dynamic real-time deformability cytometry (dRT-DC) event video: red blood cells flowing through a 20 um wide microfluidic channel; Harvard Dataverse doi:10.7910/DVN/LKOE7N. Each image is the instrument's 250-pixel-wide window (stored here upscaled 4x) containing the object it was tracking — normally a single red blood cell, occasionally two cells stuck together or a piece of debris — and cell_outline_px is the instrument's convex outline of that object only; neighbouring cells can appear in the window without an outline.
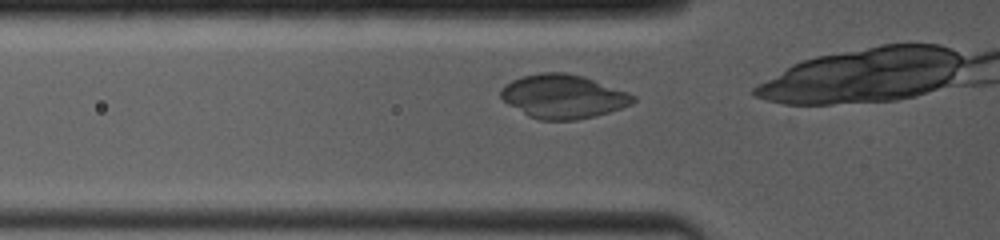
{"species": "common noctule bat (a hibernating species)", "species_latin": "Nyctalus noctula", "temperature_condition": "room temperature", "stored_images_in_passage": 16, "camera_frame_rate_fps": 4000, "um_per_image_px": 0.085, "animal": {"sex": "female", "body_mass_g": 19.0, "forearm_length_mm": 53.3}, "frame": {"image": 1, "passage_image": 3, "time_ms": 0.5, "image_size_px": [1000, 240], "cell_outline_px": [[636, 100], [632, 104], [608, 112], [576, 120], [540, 120], [528, 116], [508, 104], [500, 96], [500, 88], [504, 84], [512, 80], [524, 76], [540, 72], [564, 72], [584, 76], [628, 92], [636, 96]], "centroid_in_image_um": [47.86, 8.19], "position_along_channel_um": 77.9, "area_um2": 33.76}}
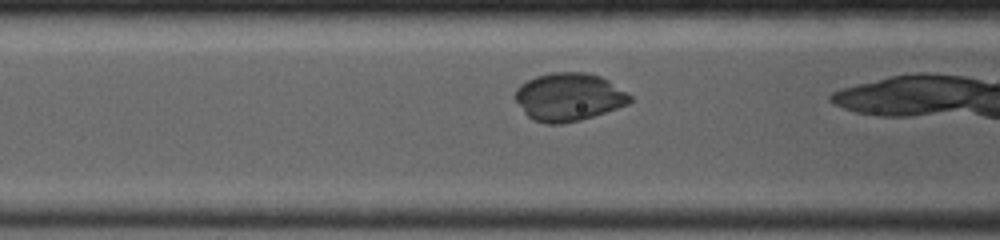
{"frame": {"image": 2, "passage_image": 8, "time_ms": 1.5, "image_size_px": [1000, 240], "cell_outline_px": [[632, 100], [628, 104], [580, 120], [560, 124], [548, 124], [532, 120], [524, 112], [512, 96], [516, 88], [520, 84], [536, 76], [552, 72], [584, 72], [600, 76], [608, 80], [632, 96]], "centroid_in_image_um": [48.3, 8.24], "position_along_channel_um": 118.3, "area_um2": 32.08}}
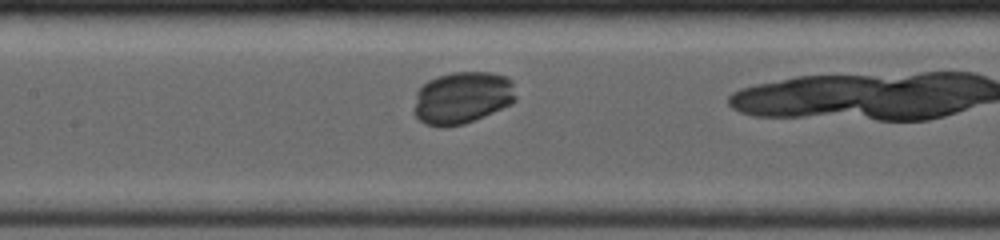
{"frame": {"image": 3, "passage_image": 13, "time_ms": 2.75, "image_size_px": [1000, 240], "cell_outline_px": [[516, 100], [512, 104], [464, 124], [440, 128], [424, 124], [416, 116], [416, 92], [428, 80], [452, 72], [492, 72], [508, 76], [512, 80], [516, 96]], "centroid_in_image_um": [39.34, 8.3], "position_along_channel_um": 168.1, "area_um2": 31.04}}